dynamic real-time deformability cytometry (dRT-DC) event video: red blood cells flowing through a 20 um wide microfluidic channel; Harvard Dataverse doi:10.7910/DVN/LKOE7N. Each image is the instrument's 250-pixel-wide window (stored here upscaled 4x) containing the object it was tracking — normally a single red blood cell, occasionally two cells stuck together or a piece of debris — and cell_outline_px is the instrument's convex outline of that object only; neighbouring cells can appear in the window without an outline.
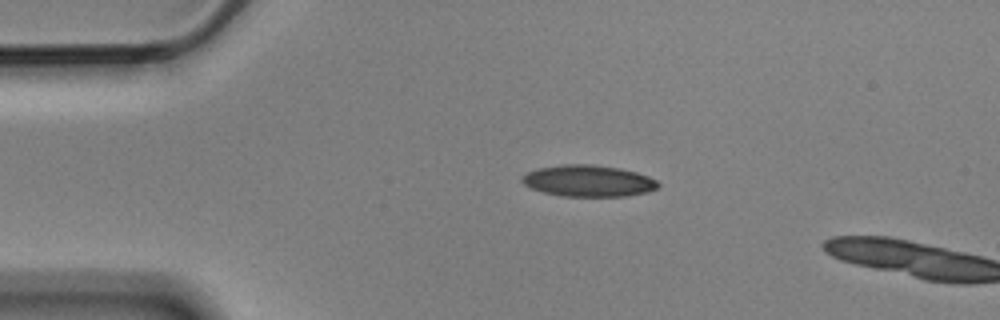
{"species": "Egyptian fruit bat (a non-hibernating species)", "species_latin": "Rousettus aegyptiacus", "temperature_condition": "cold", "stored_images_in_passage": 4, "camera_frame_rate_fps": 3000, "um_per_image_px": 0.085, "animal": {"sex": "male"}, "frame": {"image": 1, "passage_image": 3, "time_ms": 0.667, "image_size_px": [1000, 320], "cell_outline_px": [[660, 184], [656, 188], [648, 192], [628, 196], [560, 196], [544, 192], [532, 188], [524, 184], [520, 180], [520, 176], [528, 172], [540, 168], [564, 164], [592, 164], [620, 168], [636, 172], [648, 176], [656, 180]], "centroid_in_image_um": [50.01, 15.37], "position_along_channel_um": 35.0, "area_um2": 24.97}}